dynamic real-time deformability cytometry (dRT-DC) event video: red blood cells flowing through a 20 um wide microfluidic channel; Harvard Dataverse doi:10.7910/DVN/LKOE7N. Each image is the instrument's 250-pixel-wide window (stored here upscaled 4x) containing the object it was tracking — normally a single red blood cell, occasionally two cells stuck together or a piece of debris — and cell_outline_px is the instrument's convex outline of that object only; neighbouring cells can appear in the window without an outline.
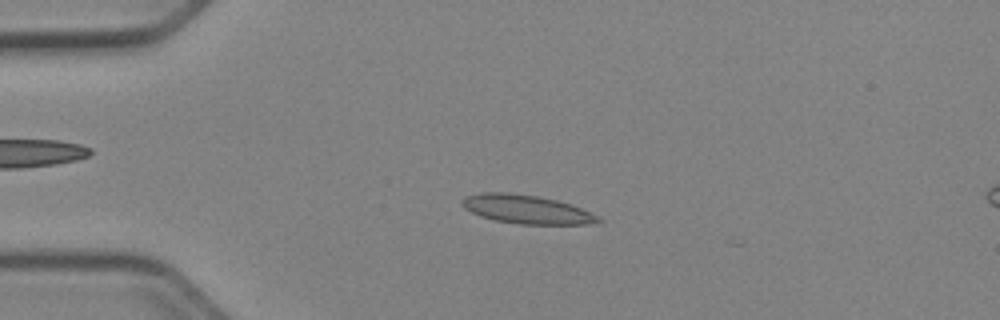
{"species": "Egyptian fruit bat (a non-hibernating species)", "species_latin": "Rousettus aegyptiacus", "temperature_condition": "cold", "stored_images_in_passage": 15, "camera_frame_rate_fps": 3000, "um_per_image_px": 0.085, "animal": {"sex": "female"}, "frame": {"image": 1, "passage_image": 12, "time_ms": 3.667, "image_size_px": [1000, 320], "cell_outline_px": [[604, 220], [584, 224], [520, 224], [496, 220], [480, 216], [464, 208], [460, 204], [460, 200], [464, 196], [480, 192], [512, 192], [536, 196], [556, 200], [572, 204]], "centroid_in_image_um": [44.66, 17.77], "position_along_channel_um": 40.3, "area_um2": 22.66}}